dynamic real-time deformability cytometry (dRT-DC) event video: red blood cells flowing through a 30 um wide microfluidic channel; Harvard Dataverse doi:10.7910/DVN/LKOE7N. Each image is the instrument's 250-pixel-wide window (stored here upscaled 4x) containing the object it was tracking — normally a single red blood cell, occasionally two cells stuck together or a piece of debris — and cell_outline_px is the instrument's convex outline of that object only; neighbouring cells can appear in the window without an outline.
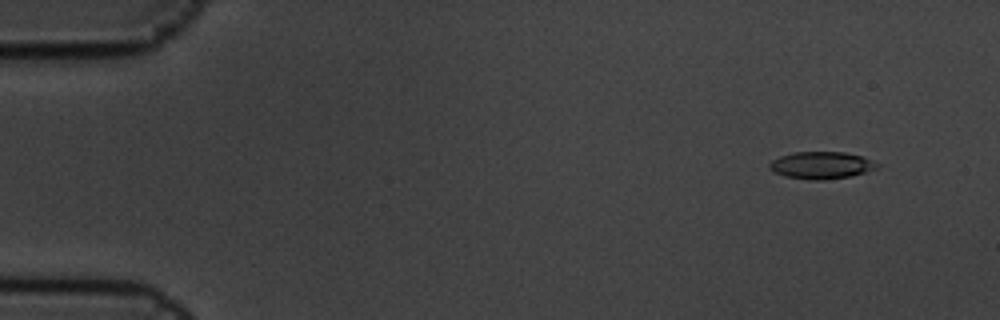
{"species": "common noctule bat (a hibernating species)", "species_latin": "Nyctalus noctula", "temperature_condition": "cold", "stored_images_in_passage": 5, "camera_frame_rate_fps": 3000, "um_per_image_px": 0.085, "animal": {"sex": "male", "body_mass_g": 19.5, "forearm_length_mm": 54.6}, "frame": {"image": 1, "passage_image": 2, "time_ms": 0.333, "image_size_px": [1000, 320], "cell_outline_px": [[880, 164], [876, 168], [852, 176], [824, 180], [812, 180], [784, 176], [768, 168], [768, 164], [772, 160], [780, 156], [792, 152], [844, 152], [860, 156]], "centroid_in_image_um": [69.78, 14.05], "position_along_channel_um": 15.2, "area_um2": 16.94}}